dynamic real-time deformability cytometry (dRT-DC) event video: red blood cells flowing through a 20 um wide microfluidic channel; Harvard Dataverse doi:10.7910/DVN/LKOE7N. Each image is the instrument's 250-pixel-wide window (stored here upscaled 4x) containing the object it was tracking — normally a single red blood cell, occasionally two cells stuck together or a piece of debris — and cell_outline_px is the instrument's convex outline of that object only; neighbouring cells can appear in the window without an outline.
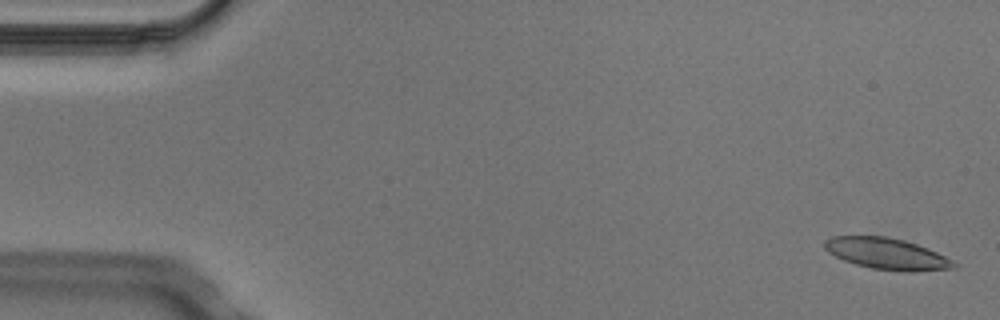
{"species": "Egyptian fruit bat (a non-hibernating species)", "species_latin": "Rousettus aegyptiacus", "temperature_condition": "cold", "stored_images_in_passage": 5, "camera_frame_rate_fps": 3000, "um_per_image_px": 0.085, "animal": {"sex": "male"}, "frame": {"image": 1, "passage_image": 1, "time_ms": 0.0, "image_size_px": [1000, 320], "cell_outline_px": [[960, 264], [956, 268], [908, 272], [872, 268], [856, 264], [844, 260], [828, 252], [824, 248], [824, 240], [832, 236], [888, 236], [904, 240], [928, 248]], "centroid_in_image_um": [75.4, 21.56], "position_along_channel_um": 9.6, "area_um2": 23.58}}
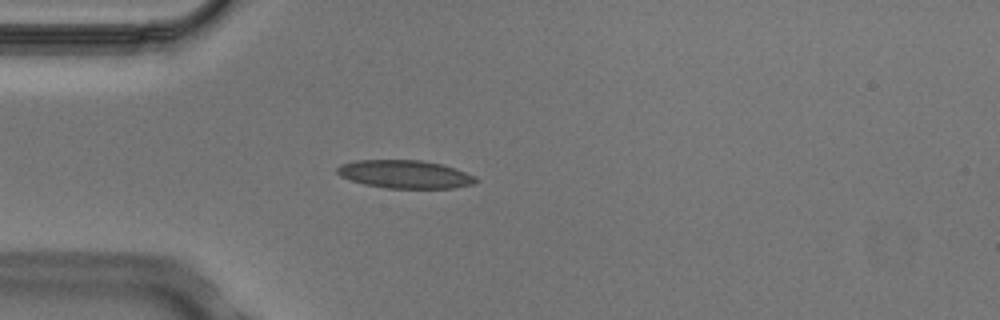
{"frame": {"image": 2, "passage_image": 5, "time_ms": 1.333, "image_size_px": [1000, 320], "cell_outline_px": [[480, 180], [472, 184], [452, 188], [384, 188], [364, 184], [340, 176], [336, 172], [336, 168], [340, 164], [356, 160], [420, 160], [444, 164], [456, 168], [476, 176]], "centroid_in_image_um": [34.44, 14.8], "position_along_channel_um": 50.6, "area_um2": 22.89}}